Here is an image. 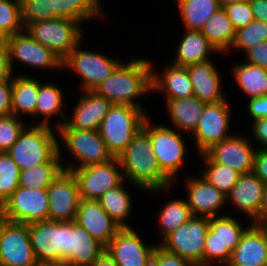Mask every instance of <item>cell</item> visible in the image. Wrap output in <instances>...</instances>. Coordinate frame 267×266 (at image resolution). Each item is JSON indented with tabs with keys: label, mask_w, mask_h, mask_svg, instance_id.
<instances>
[{
	"label": "cell",
	"mask_w": 267,
	"mask_h": 266,
	"mask_svg": "<svg viewBox=\"0 0 267 266\" xmlns=\"http://www.w3.org/2000/svg\"><path fill=\"white\" fill-rule=\"evenodd\" d=\"M117 159L127 183L141 190L158 193L172 186V181L161 171L150 136L143 128L133 136Z\"/></svg>",
	"instance_id": "obj_1"
},
{
	"label": "cell",
	"mask_w": 267,
	"mask_h": 266,
	"mask_svg": "<svg viewBox=\"0 0 267 266\" xmlns=\"http://www.w3.org/2000/svg\"><path fill=\"white\" fill-rule=\"evenodd\" d=\"M152 63L147 59H132L120 63L114 72L93 91L112 104L132 105L145 110L140 97L152 91Z\"/></svg>",
	"instance_id": "obj_2"
},
{
	"label": "cell",
	"mask_w": 267,
	"mask_h": 266,
	"mask_svg": "<svg viewBox=\"0 0 267 266\" xmlns=\"http://www.w3.org/2000/svg\"><path fill=\"white\" fill-rule=\"evenodd\" d=\"M27 125L7 153L20 170L47 162H61L62 149L52 126Z\"/></svg>",
	"instance_id": "obj_3"
},
{
	"label": "cell",
	"mask_w": 267,
	"mask_h": 266,
	"mask_svg": "<svg viewBox=\"0 0 267 266\" xmlns=\"http://www.w3.org/2000/svg\"><path fill=\"white\" fill-rule=\"evenodd\" d=\"M101 6L100 0H20L21 20L25 28L32 22L55 17L83 24L87 20L103 18Z\"/></svg>",
	"instance_id": "obj_4"
},
{
	"label": "cell",
	"mask_w": 267,
	"mask_h": 266,
	"mask_svg": "<svg viewBox=\"0 0 267 266\" xmlns=\"http://www.w3.org/2000/svg\"><path fill=\"white\" fill-rule=\"evenodd\" d=\"M144 110L132 105L113 104L101 121L98 132L113 158H118L143 127Z\"/></svg>",
	"instance_id": "obj_5"
},
{
	"label": "cell",
	"mask_w": 267,
	"mask_h": 266,
	"mask_svg": "<svg viewBox=\"0 0 267 266\" xmlns=\"http://www.w3.org/2000/svg\"><path fill=\"white\" fill-rule=\"evenodd\" d=\"M81 25L76 20L55 17L32 22L25 30L35 41L46 46L63 61L82 42Z\"/></svg>",
	"instance_id": "obj_6"
},
{
	"label": "cell",
	"mask_w": 267,
	"mask_h": 266,
	"mask_svg": "<svg viewBox=\"0 0 267 266\" xmlns=\"http://www.w3.org/2000/svg\"><path fill=\"white\" fill-rule=\"evenodd\" d=\"M235 217L221 215L209 218V229L205 237L203 266L229 262L232 251L239 244L245 231L252 225L243 227ZM211 263V264H210Z\"/></svg>",
	"instance_id": "obj_7"
},
{
	"label": "cell",
	"mask_w": 267,
	"mask_h": 266,
	"mask_svg": "<svg viewBox=\"0 0 267 266\" xmlns=\"http://www.w3.org/2000/svg\"><path fill=\"white\" fill-rule=\"evenodd\" d=\"M146 118L143 129L150 136L152 150L161 171L173 182L186 156V146L182 135L166 125H153Z\"/></svg>",
	"instance_id": "obj_8"
},
{
	"label": "cell",
	"mask_w": 267,
	"mask_h": 266,
	"mask_svg": "<svg viewBox=\"0 0 267 266\" xmlns=\"http://www.w3.org/2000/svg\"><path fill=\"white\" fill-rule=\"evenodd\" d=\"M63 146L79 166L67 164L63 169L72 171L75 168L101 164L113 159L98 130L56 129ZM79 162V163H78Z\"/></svg>",
	"instance_id": "obj_9"
},
{
	"label": "cell",
	"mask_w": 267,
	"mask_h": 266,
	"mask_svg": "<svg viewBox=\"0 0 267 266\" xmlns=\"http://www.w3.org/2000/svg\"><path fill=\"white\" fill-rule=\"evenodd\" d=\"M209 229V218L192 216L187 222L167 235L159 245L179 255L195 266H203L204 244Z\"/></svg>",
	"instance_id": "obj_10"
},
{
	"label": "cell",
	"mask_w": 267,
	"mask_h": 266,
	"mask_svg": "<svg viewBox=\"0 0 267 266\" xmlns=\"http://www.w3.org/2000/svg\"><path fill=\"white\" fill-rule=\"evenodd\" d=\"M80 44L62 61V68H70L80 77L82 91H93L121 62L101 53L81 50Z\"/></svg>",
	"instance_id": "obj_11"
},
{
	"label": "cell",
	"mask_w": 267,
	"mask_h": 266,
	"mask_svg": "<svg viewBox=\"0 0 267 266\" xmlns=\"http://www.w3.org/2000/svg\"><path fill=\"white\" fill-rule=\"evenodd\" d=\"M2 219L31 224L49 220L47 189L18 187L0 207Z\"/></svg>",
	"instance_id": "obj_12"
},
{
	"label": "cell",
	"mask_w": 267,
	"mask_h": 266,
	"mask_svg": "<svg viewBox=\"0 0 267 266\" xmlns=\"http://www.w3.org/2000/svg\"><path fill=\"white\" fill-rule=\"evenodd\" d=\"M0 266H37L28 224L10 222L0 216Z\"/></svg>",
	"instance_id": "obj_13"
},
{
	"label": "cell",
	"mask_w": 267,
	"mask_h": 266,
	"mask_svg": "<svg viewBox=\"0 0 267 266\" xmlns=\"http://www.w3.org/2000/svg\"><path fill=\"white\" fill-rule=\"evenodd\" d=\"M78 182L80 199L98 200L105 191L119 185L124 176L117 158L72 170Z\"/></svg>",
	"instance_id": "obj_14"
},
{
	"label": "cell",
	"mask_w": 267,
	"mask_h": 266,
	"mask_svg": "<svg viewBox=\"0 0 267 266\" xmlns=\"http://www.w3.org/2000/svg\"><path fill=\"white\" fill-rule=\"evenodd\" d=\"M228 104L229 102L225 99L205 105L201 119L192 133L198 154L205 153L214 144L220 143L233 135L228 132L229 126H231V114Z\"/></svg>",
	"instance_id": "obj_15"
},
{
	"label": "cell",
	"mask_w": 267,
	"mask_h": 266,
	"mask_svg": "<svg viewBox=\"0 0 267 266\" xmlns=\"http://www.w3.org/2000/svg\"><path fill=\"white\" fill-rule=\"evenodd\" d=\"M49 220L73 222L80 202L79 187L72 171L63 169L47 188Z\"/></svg>",
	"instance_id": "obj_16"
},
{
	"label": "cell",
	"mask_w": 267,
	"mask_h": 266,
	"mask_svg": "<svg viewBox=\"0 0 267 266\" xmlns=\"http://www.w3.org/2000/svg\"><path fill=\"white\" fill-rule=\"evenodd\" d=\"M6 41L12 72L14 70V60L34 68L63 69L62 60L46 46L35 41L25 29L14 35L8 36Z\"/></svg>",
	"instance_id": "obj_17"
},
{
	"label": "cell",
	"mask_w": 267,
	"mask_h": 266,
	"mask_svg": "<svg viewBox=\"0 0 267 266\" xmlns=\"http://www.w3.org/2000/svg\"><path fill=\"white\" fill-rule=\"evenodd\" d=\"M30 243L37 262L62 261L67 222L46 220L29 224Z\"/></svg>",
	"instance_id": "obj_18"
},
{
	"label": "cell",
	"mask_w": 267,
	"mask_h": 266,
	"mask_svg": "<svg viewBox=\"0 0 267 266\" xmlns=\"http://www.w3.org/2000/svg\"><path fill=\"white\" fill-rule=\"evenodd\" d=\"M157 245L144 244L137 232L121 228L106 246L117 266H152Z\"/></svg>",
	"instance_id": "obj_19"
},
{
	"label": "cell",
	"mask_w": 267,
	"mask_h": 266,
	"mask_svg": "<svg viewBox=\"0 0 267 266\" xmlns=\"http://www.w3.org/2000/svg\"><path fill=\"white\" fill-rule=\"evenodd\" d=\"M243 135L233 134L220 143L214 144L205 153L218 164L229 166L240 174L253 172L254 156L257 148H252Z\"/></svg>",
	"instance_id": "obj_20"
},
{
	"label": "cell",
	"mask_w": 267,
	"mask_h": 266,
	"mask_svg": "<svg viewBox=\"0 0 267 266\" xmlns=\"http://www.w3.org/2000/svg\"><path fill=\"white\" fill-rule=\"evenodd\" d=\"M105 249L78 223L67 222V240L66 248L62 250V262L69 266H89Z\"/></svg>",
	"instance_id": "obj_21"
},
{
	"label": "cell",
	"mask_w": 267,
	"mask_h": 266,
	"mask_svg": "<svg viewBox=\"0 0 267 266\" xmlns=\"http://www.w3.org/2000/svg\"><path fill=\"white\" fill-rule=\"evenodd\" d=\"M187 177L185 183L187 204L192 216L213 218L218 215L224 204H227L226 195L208 183L203 177Z\"/></svg>",
	"instance_id": "obj_22"
},
{
	"label": "cell",
	"mask_w": 267,
	"mask_h": 266,
	"mask_svg": "<svg viewBox=\"0 0 267 266\" xmlns=\"http://www.w3.org/2000/svg\"><path fill=\"white\" fill-rule=\"evenodd\" d=\"M75 222L105 247L121 229L98 200L80 199Z\"/></svg>",
	"instance_id": "obj_23"
},
{
	"label": "cell",
	"mask_w": 267,
	"mask_h": 266,
	"mask_svg": "<svg viewBox=\"0 0 267 266\" xmlns=\"http://www.w3.org/2000/svg\"><path fill=\"white\" fill-rule=\"evenodd\" d=\"M71 119L57 129L98 130L101 121L113 105L94 91H82Z\"/></svg>",
	"instance_id": "obj_24"
},
{
	"label": "cell",
	"mask_w": 267,
	"mask_h": 266,
	"mask_svg": "<svg viewBox=\"0 0 267 266\" xmlns=\"http://www.w3.org/2000/svg\"><path fill=\"white\" fill-rule=\"evenodd\" d=\"M229 262L240 266H267L266 227L252 224L232 251Z\"/></svg>",
	"instance_id": "obj_25"
},
{
	"label": "cell",
	"mask_w": 267,
	"mask_h": 266,
	"mask_svg": "<svg viewBox=\"0 0 267 266\" xmlns=\"http://www.w3.org/2000/svg\"><path fill=\"white\" fill-rule=\"evenodd\" d=\"M265 183L253 172L241 174L238 182L226 196L227 201L240 209L248 217L250 223L256 225V215L262 202Z\"/></svg>",
	"instance_id": "obj_26"
},
{
	"label": "cell",
	"mask_w": 267,
	"mask_h": 266,
	"mask_svg": "<svg viewBox=\"0 0 267 266\" xmlns=\"http://www.w3.org/2000/svg\"><path fill=\"white\" fill-rule=\"evenodd\" d=\"M186 68L193 86V96L206 104L226 99L221 88V75L214 62L207 60Z\"/></svg>",
	"instance_id": "obj_27"
},
{
	"label": "cell",
	"mask_w": 267,
	"mask_h": 266,
	"mask_svg": "<svg viewBox=\"0 0 267 266\" xmlns=\"http://www.w3.org/2000/svg\"><path fill=\"white\" fill-rule=\"evenodd\" d=\"M152 91L164 92L165 100L193 96V86L187 68L170 63L158 74L152 68Z\"/></svg>",
	"instance_id": "obj_28"
},
{
	"label": "cell",
	"mask_w": 267,
	"mask_h": 266,
	"mask_svg": "<svg viewBox=\"0 0 267 266\" xmlns=\"http://www.w3.org/2000/svg\"><path fill=\"white\" fill-rule=\"evenodd\" d=\"M219 53L217 49L207 40L200 30L185 29L176 50V56L171 64L180 67H188L207 60H212L209 55Z\"/></svg>",
	"instance_id": "obj_29"
},
{
	"label": "cell",
	"mask_w": 267,
	"mask_h": 266,
	"mask_svg": "<svg viewBox=\"0 0 267 266\" xmlns=\"http://www.w3.org/2000/svg\"><path fill=\"white\" fill-rule=\"evenodd\" d=\"M206 103L196 96L166 100L167 113L173 123V128L187 133H193L204 111Z\"/></svg>",
	"instance_id": "obj_30"
},
{
	"label": "cell",
	"mask_w": 267,
	"mask_h": 266,
	"mask_svg": "<svg viewBox=\"0 0 267 266\" xmlns=\"http://www.w3.org/2000/svg\"><path fill=\"white\" fill-rule=\"evenodd\" d=\"M39 92V80L29 76L12 77V114L19 117L30 115L35 118V107Z\"/></svg>",
	"instance_id": "obj_31"
},
{
	"label": "cell",
	"mask_w": 267,
	"mask_h": 266,
	"mask_svg": "<svg viewBox=\"0 0 267 266\" xmlns=\"http://www.w3.org/2000/svg\"><path fill=\"white\" fill-rule=\"evenodd\" d=\"M200 32L217 49L219 53L230 50L235 32L226 10L220 7L203 25Z\"/></svg>",
	"instance_id": "obj_32"
},
{
	"label": "cell",
	"mask_w": 267,
	"mask_h": 266,
	"mask_svg": "<svg viewBox=\"0 0 267 266\" xmlns=\"http://www.w3.org/2000/svg\"><path fill=\"white\" fill-rule=\"evenodd\" d=\"M61 89L53 83H41L39 81V92L37 104L35 107V116H44L41 122L37 121V125L51 126L49 123L50 118L56 114L60 115L62 121L55 124L56 129L62 126L68 119L63 114L64 97Z\"/></svg>",
	"instance_id": "obj_33"
},
{
	"label": "cell",
	"mask_w": 267,
	"mask_h": 266,
	"mask_svg": "<svg viewBox=\"0 0 267 266\" xmlns=\"http://www.w3.org/2000/svg\"><path fill=\"white\" fill-rule=\"evenodd\" d=\"M232 72L237 86L248 99L267 95V69L246 62L235 64Z\"/></svg>",
	"instance_id": "obj_34"
},
{
	"label": "cell",
	"mask_w": 267,
	"mask_h": 266,
	"mask_svg": "<svg viewBox=\"0 0 267 266\" xmlns=\"http://www.w3.org/2000/svg\"><path fill=\"white\" fill-rule=\"evenodd\" d=\"M125 179L117 186H114L98 199L101 207L109 214V216L121 227L130 228L125 222L131 214L132 200L130 192L124 186Z\"/></svg>",
	"instance_id": "obj_35"
},
{
	"label": "cell",
	"mask_w": 267,
	"mask_h": 266,
	"mask_svg": "<svg viewBox=\"0 0 267 266\" xmlns=\"http://www.w3.org/2000/svg\"><path fill=\"white\" fill-rule=\"evenodd\" d=\"M185 29L200 30L205 22L218 10V0H177Z\"/></svg>",
	"instance_id": "obj_36"
},
{
	"label": "cell",
	"mask_w": 267,
	"mask_h": 266,
	"mask_svg": "<svg viewBox=\"0 0 267 266\" xmlns=\"http://www.w3.org/2000/svg\"><path fill=\"white\" fill-rule=\"evenodd\" d=\"M161 208L157 218L162 238L160 241L192 217L186 199L170 200Z\"/></svg>",
	"instance_id": "obj_37"
},
{
	"label": "cell",
	"mask_w": 267,
	"mask_h": 266,
	"mask_svg": "<svg viewBox=\"0 0 267 266\" xmlns=\"http://www.w3.org/2000/svg\"><path fill=\"white\" fill-rule=\"evenodd\" d=\"M199 155L206 163V169L201 173L202 177L227 196L238 182L241 174L229 166L215 163L206 153Z\"/></svg>",
	"instance_id": "obj_38"
},
{
	"label": "cell",
	"mask_w": 267,
	"mask_h": 266,
	"mask_svg": "<svg viewBox=\"0 0 267 266\" xmlns=\"http://www.w3.org/2000/svg\"><path fill=\"white\" fill-rule=\"evenodd\" d=\"M62 162H47L20 171L19 187L47 189L63 170Z\"/></svg>",
	"instance_id": "obj_39"
},
{
	"label": "cell",
	"mask_w": 267,
	"mask_h": 266,
	"mask_svg": "<svg viewBox=\"0 0 267 266\" xmlns=\"http://www.w3.org/2000/svg\"><path fill=\"white\" fill-rule=\"evenodd\" d=\"M264 41H267V23L253 20L246 27L236 30L234 42L230 49L242 50L246 53L249 49Z\"/></svg>",
	"instance_id": "obj_40"
},
{
	"label": "cell",
	"mask_w": 267,
	"mask_h": 266,
	"mask_svg": "<svg viewBox=\"0 0 267 266\" xmlns=\"http://www.w3.org/2000/svg\"><path fill=\"white\" fill-rule=\"evenodd\" d=\"M24 29L20 0H0V38H7Z\"/></svg>",
	"instance_id": "obj_41"
},
{
	"label": "cell",
	"mask_w": 267,
	"mask_h": 266,
	"mask_svg": "<svg viewBox=\"0 0 267 266\" xmlns=\"http://www.w3.org/2000/svg\"><path fill=\"white\" fill-rule=\"evenodd\" d=\"M20 171L7 152H0V207L19 187Z\"/></svg>",
	"instance_id": "obj_42"
},
{
	"label": "cell",
	"mask_w": 267,
	"mask_h": 266,
	"mask_svg": "<svg viewBox=\"0 0 267 266\" xmlns=\"http://www.w3.org/2000/svg\"><path fill=\"white\" fill-rule=\"evenodd\" d=\"M14 114L0 116V152H7L26 127Z\"/></svg>",
	"instance_id": "obj_43"
},
{
	"label": "cell",
	"mask_w": 267,
	"mask_h": 266,
	"mask_svg": "<svg viewBox=\"0 0 267 266\" xmlns=\"http://www.w3.org/2000/svg\"><path fill=\"white\" fill-rule=\"evenodd\" d=\"M223 8L226 10L235 30L246 27L253 20H255L249 0L231 3Z\"/></svg>",
	"instance_id": "obj_44"
},
{
	"label": "cell",
	"mask_w": 267,
	"mask_h": 266,
	"mask_svg": "<svg viewBox=\"0 0 267 266\" xmlns=\"http://www.w3.org/2000/svg\"><path fill=\"white\" fill-rule=\"evenodd\" d=\"M152 266H195L192 262L157 245L152 259Z\"/></svg>",
	"instance_id": "obj_45"
},
{
	"label": "cell",
	"mask_w": 267,
	"mask_h": 266,
	"mask_svg": "<svg viewBox=\"0 0 267 266\" xmlns=\"http://www.w3.org/2000/svg\"><path fill=\"white\" fill-rule=\"evenodd\" d=\"M245 55V62L267 69V41L255 45Z\"/></svg>",
	"instance_id": "obj_46"
},
{
	"label": "cell",
	"mask_w": 267,
	"mask_h": 266,
	"mask_svg": "<svg viewBox=\"0 0 267 266\" xmlns=\"http://www.w3.org/2000/svg\"><path fill=\"white\" fill-rule=\"evenodd\" d=\"M12 78L0 82V116L12 114Z\"/></svg>",
	"instance_id": "obj_47"
},
{
	"label": "cell",
	"mask_w": 267,
	"mask_h": 266,
	"mask_svg": "<svg viewBox=\"0 0 267 266\" xmlns=\"http://www.w3.org/2000/svg\"><path fill=\"white\" fill-rule=\"evenodd\" d=\"M247 111L253 122L262 118H267V95L248 99Z\"/></svg>",
	"instance_id": "obj_48"
},
{
	"label": "cell",
	"mask_w": 267,
	"mask_h": 266,
	"mask_svg": "<svg viewBox=\"0 0 267 266\" xmlns=\"http://www.w3.org/2000/svg\"><path fill=\"white\" fill-rule=\"evenodd\" d=\"M13 72L9 63V50L6 38H0V82L12 78Z\"/></svg>",
	"instance_id": "obj_49"
},
{
	"label": "cell",
	"mask_w": 267,
	"mask_h": 266,
	"mask_svg": "<svg viewBox=\"0 0 267 266\" xmlns=\"http://www.w3.org/2000/svg\"><path fill=\"white\" fill-rule=\"evenodd\" d=\"M253 173L267 184V150L258 148L254 156Z\"/></svg>",
	"instance_id": "obj_50"
},
{
	"label": "cell",
	"mask_w": 267,
	"mask_h": 266,
	"mask_svg": "<svg viewBox=\"0 0 267 266\" xmlns=\"http://www.w3.org/2000/svg\"><path fill=\"white\" fill-rule=\"evenodd\" d=\"M252 137L262 148L267 145V118L254 121Z\"/></svg>",
	"instance_id": "obj_51"
},
{
	"label": "cell",
	"mask_w": 267,
	"mask_h": 266,
	"mask_svg": "<svg viewBox=\"0 0 267 266\" xmlns=\"http://www.w3.org/2000/svg\"><path fill=\"white\" fill-rule=\"evenodd\" d=\"M255 20L267 23V0H249Z\"/></svg>",
	"instance_id": "obj_52"
},
{
	"label": "cell",
	"mask_w": 267,
	"mask_h": 266,
	"mask_svg": "<svg viewBox=\"0 0 267 266\" xmlns=\"http://www.w3.org/2000/svg\"><path fill=\"white\" fill-rule=\"evenodd\" d=\"M267 223V184L265 185L262 202L256 215V225H264Z\"/></svg>",
	"instance_id": "obj_53"
},
{
	"label": "cell",
	"mask_w": 267,
	"mask_h": 266,
	"mask_svg": "<svg viewBox=\"0 0 267 266\" xmlns=\"http://www.w3.org/2000/svg\"><path fill=\"white\" fill-rule=\"evenodd\" d=\"M89 266H117L113 257L105 249Z\"/></svg>",
	"instance_id": "obj_54"
},
{
	"label": "cell",
	"mask_w": 267,
	"mask_h": 266,
	"mask_svg": "<svg viewBox=\"0 0 267 266\" xmlns=\"http://www.w3.org/2000/svg\"><path fill=\"white\" fill-rule=\"evenodd\" d=\"M37 266H69L66 262L62 261H49V262H37Z\"/></svg>",
	"instance_id": "obj_55"
},
{
	"label": "cell",
	"mask_w": 267,
	"mask_h": 266,
	"mask_svg": "<svg viewBox=\"0 0 267 266\" xmlns=\"http://www.w3.org/2000/svg\"><path fill=\"white\" fill-rule=\"evenodd\" d=\"M244 1H248V0H218L219 5L221 7H224V6L231 4V3L244 2Z\"/></svg>",
	"instance_id": "obj_56"
},
{
	"label": "cell",
	"mask_w": 267,
	"mask_h": 266,
	"mask_svg": "<svg viewBox=\"0 0 267 266\" xmlns=\"http://www.w3.org/2000/svg\"><path fill=\"white\" fill-rule=\"evenodd\" d=\"M223 266H240V265H235V264H231L230 262H227L223 264Z\"/></svg>",
	"instance_id": "obj_57"
}]
</instances>
